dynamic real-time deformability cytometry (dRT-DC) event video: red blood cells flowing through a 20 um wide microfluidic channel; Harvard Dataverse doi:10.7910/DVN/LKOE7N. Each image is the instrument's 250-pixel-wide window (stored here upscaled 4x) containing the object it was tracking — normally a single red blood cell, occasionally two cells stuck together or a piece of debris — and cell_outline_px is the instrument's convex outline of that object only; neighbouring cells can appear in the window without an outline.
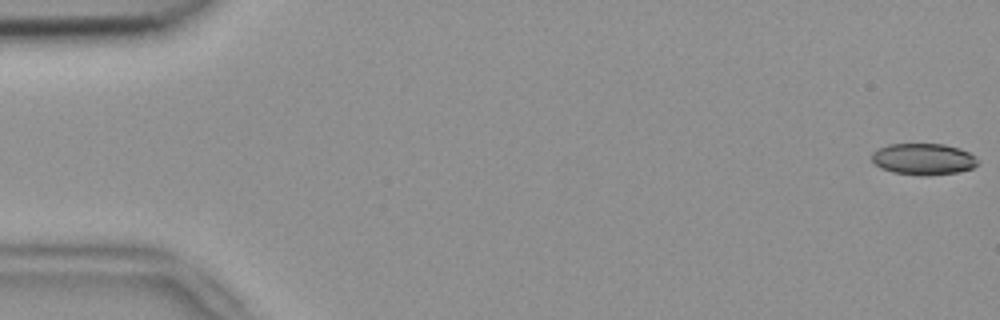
{"species": "common noctule bat (a hibernating species)", "species_latin": "Nyctalus noctula", "temperature_condition": "room temperature", "stored_images_in_passage": 53, "camera_frame_rate_fps": 3000, "um_per_image_px": 0.085, "animal": {"sex": "female", "body_mass_g": 18.4}, "frame": {"image": 1, "passage_image": 1, "time_ms": 0.0, "image_size_px": [1000, 320], "cell_outline_px": [[976, 164], [972, 168], [960, 172], [928, 176], [920, 176], [892, 172], [880, 168], [872, 160], [872, 152], [888, 144], [944, 144], [960, 148], [976, 156]], "centroid_in_image_um": [78.48, 13.53], "position_along_channel_um": 6.5, "area_um2": 19.54}}
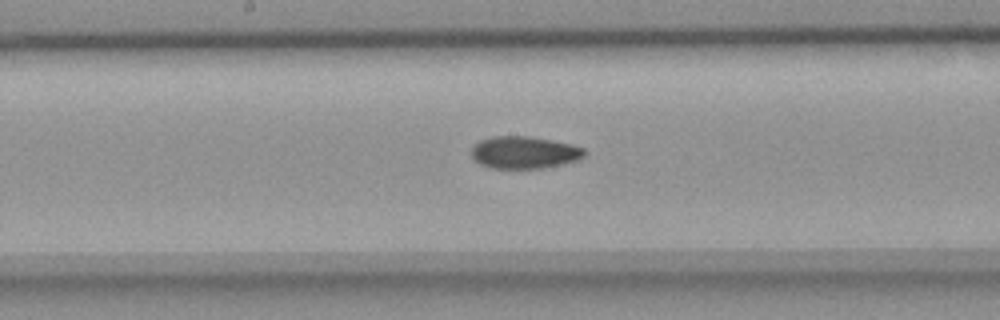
{"frame": {"image": 2, "passage_image": 28, "time_ms": 9.0, "image_size_px": [1000, 320], "cell_outline_px": [[584, 156], [576, 160], [544, 168], [492, 168], [480, 164], [472, 160], [472, 148], [480, 140], [492, 136], [528, 136], [572, 144], [584, 148]], "centroid_in_image_um": [44.53, 12.96], "position_along_channel_um": 203.7, "area_um2": 21.1}}
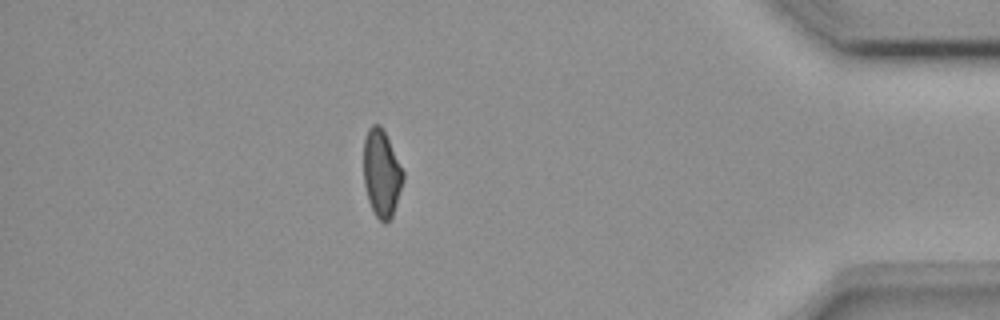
{"frame": {"image": 3, "passage_image": 47, "time_ms": 15.333, "image_size_px": [1000, 320], "cell_outline_px": [[404, 180], [392, 216], [384, 224], [376, 216], [368, 200], [364, 184], [364, 140], [368, 128], [372, 124], [380, 124], [404, 172]], "centroid_in_image_um": [32.43, 14.73], "position_along_channel_um": 402.8, "area_um2": 19.83}, "authors_computed_cell_mechanics": {"area_um2": 20.9236, "velocity_mm_per_s": 3.8271, "shape_relaxation_time_tau1_ms": 9.3539, "shape_relaxation_time_tau2_ms": 4.7214, "deformation_change_tau1": 0.1755, "deformation_change_tau2": 0.1098}}